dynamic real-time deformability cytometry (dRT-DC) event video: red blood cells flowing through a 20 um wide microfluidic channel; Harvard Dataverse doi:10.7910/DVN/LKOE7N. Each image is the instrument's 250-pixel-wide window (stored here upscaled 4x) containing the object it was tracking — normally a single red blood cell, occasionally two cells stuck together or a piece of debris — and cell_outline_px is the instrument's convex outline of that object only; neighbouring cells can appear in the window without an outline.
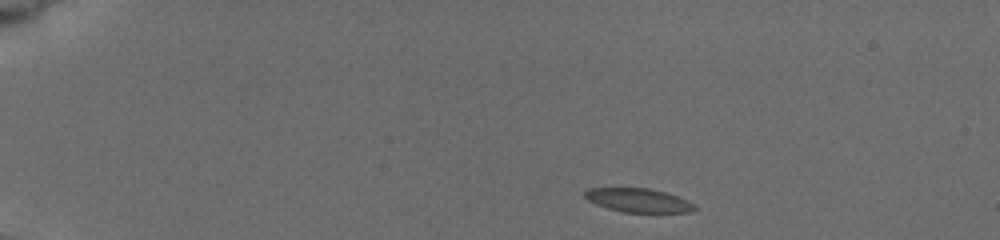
{"species": "common noctule bat (a hibernating species)", "species_latin": "Nyctalus noctula", "temperature_condition": "cold", "stored_images_in_passage": 9, "camera_frame_rate_fps": 3000, "um_per_image_px": 0.085, "animal": {"sex": "female", "body_mass_g": 19.5, "forearm_length_mm": 54.1}, "frame": {"image": 1, "passage_image": 1, "time_ms": 0.0, "image_size_px": [1000, 240], "cell_outline_px": [[696, 208], [692, 212], [624, 212], [608, 208], [596, 204], [588, 200], [584, 196], [584, 192], [588, 188], [648, 188], [664, 192], [688, 200], [696, 204]], "centroid_in_image_um": [54.27, 17.02], "position_along_channel_um": 30.7, "area_um2": 15.14}}
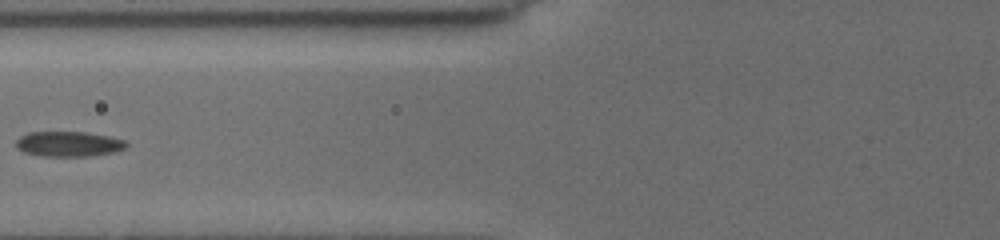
{"frame": {"image": 2, "passage_image": 6, "time_ms": 4.667, "image_size_px": [1000, 240], "cell_outline_px": [[128, 144], [124, 148], [116, 152], [92, 156], [40, 156], [24, 152], [16, 148], [16, 140], [20, 136], [28, 132], [84, 132], [108, 136], [124, 140]], "centroid_in_image_um": [5.82, 12.24], "position_along_channel_um": 120.0, "area_um2": 16.24}}
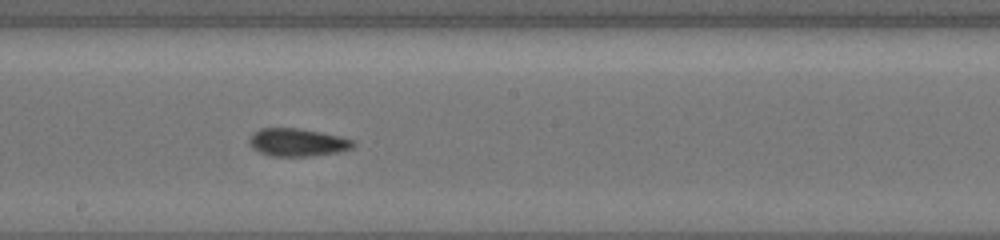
{"frame": {"image": 3, "passage_image": 9, "time_ms": 7.333, "image_size_px": [1000, 240], "cell_outline_px": [[356, 144], [352, 148], [340, 152], [312, 156], [268, 156], [252, 148], [248, 144], [248, 140], [260, 128], [296, 128], [320, 132], [340, 136], [356, 140]], "centroid_in_image_um": [25.32, 12.11], "position_along_channel_um": 222.9, "area_um2": 16.99}}